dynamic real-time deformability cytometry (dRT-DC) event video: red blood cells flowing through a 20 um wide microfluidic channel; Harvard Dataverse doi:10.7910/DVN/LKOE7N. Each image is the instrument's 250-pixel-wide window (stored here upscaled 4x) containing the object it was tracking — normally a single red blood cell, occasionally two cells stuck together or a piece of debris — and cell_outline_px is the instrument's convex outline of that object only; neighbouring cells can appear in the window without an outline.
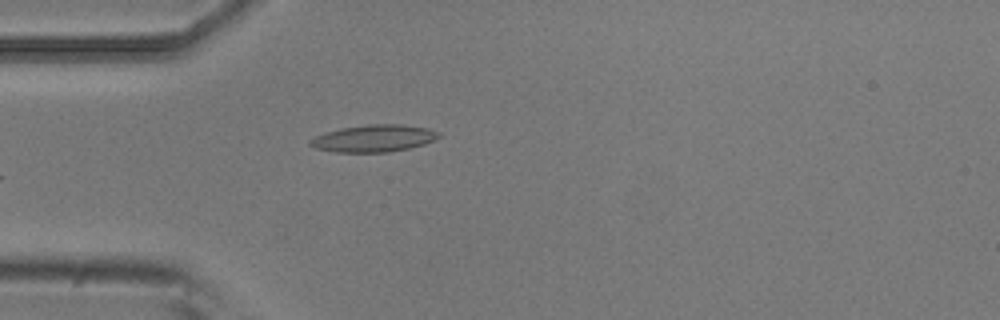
{"species": "common noctule bat (a hibernating species)", "species_latin": "Nyctalus noctula", "temperature_condition": "room temperature", "stored_images_in_passage": 6, "camera_frame_rate_fps": 3000, "um_per_image_px": 0.085, "animal": {"sex": "male", "body_mass_g": 20.5, "forearm_length_mm": 52.5}, "frame": {"image": 1, "passage_image": 6, "time_ms": 1.667, "image_size_px": [1000, 320], "cell_outline_px": [[440, 136], [424, 144], [408, 148], [388, 152], [336, 152], [316, 148], [308, 144], [308, 140], [324, 132], [340, 128], [368, 124], [400, 124], [428, 128], [440, 132]], "centroid_in_image_um": [31.74, 11.75], "position_along_channel_um": 53.3, "area_um2": 20.29}}